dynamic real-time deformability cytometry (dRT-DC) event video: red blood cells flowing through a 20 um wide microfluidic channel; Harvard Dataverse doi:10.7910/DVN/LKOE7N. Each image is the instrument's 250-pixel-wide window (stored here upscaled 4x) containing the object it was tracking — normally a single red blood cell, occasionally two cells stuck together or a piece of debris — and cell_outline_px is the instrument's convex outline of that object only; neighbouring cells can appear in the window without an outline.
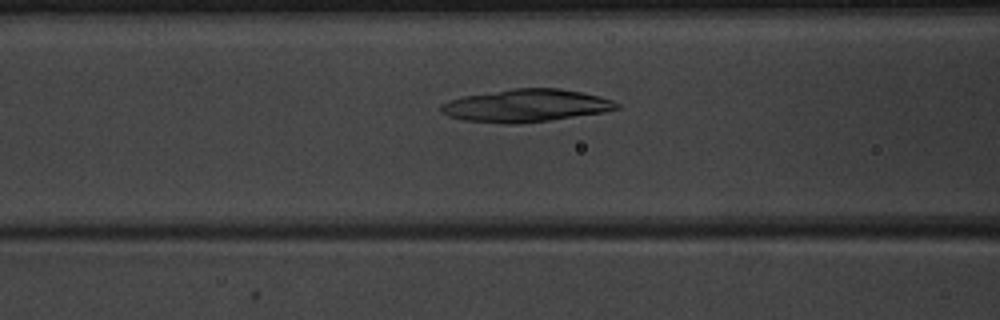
{"species": "common noctule bat (a hibernating species)", "species_latin": "Nyctalus noctula", "temperature_condition": "warm", "stored_images_in_passage": 51, "camera_frame_rate_fps": 3000, "um_per_image_px": 0.085, "animal": {"sex": "male", "body_mass_g": 20.1, "forearm_length_mm": 53.5}, "frame": {"image": 1, "passage_image": 22, "time_ms": 7.0, "image_size_px": [1000, 320], "cell_outline_px": [[620, 108], [604, 112], [548, 120], [516, 124], [504, 124], [464, 120], [448, 116], [440, 112], [440, 104], [448, 100], [460, 96], [512, 88], [560, 88], [584, 92], [600, 96], [612, 100], [620, 104]], "centroid_in_image_um": [44.68, 8.97], "position_along_channel_um": 121.9, "area_um2": 33.76}}
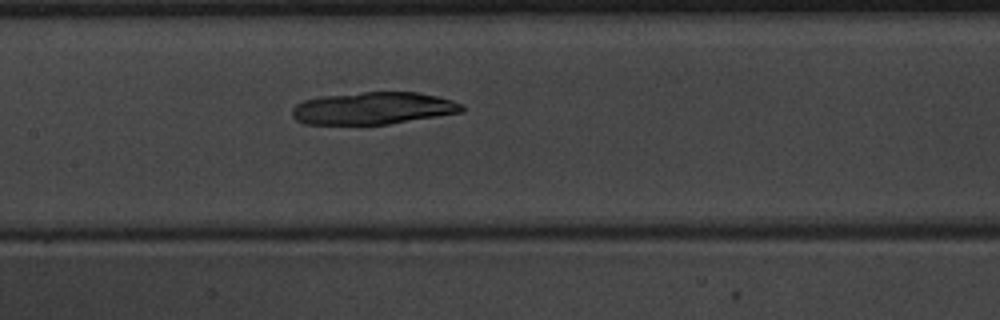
{"frame": {"image": 2, "passage_image": 26, "time_ms": 8.333, "image_size_px": [1000, 320], "cell_outline_px": [[464, 112], [388, 124], [304, 124], [296, 120], [292, 116], [292, 108], [296, 104], [304, 100], [320, 96], [364, 92], [416, 92], [436, 96], [452, 100], [464, 104]], "centroid_in_image_um": [31.72, 9.2], "position_along_channel_um": 175.7, "area_um2": 32.02}}
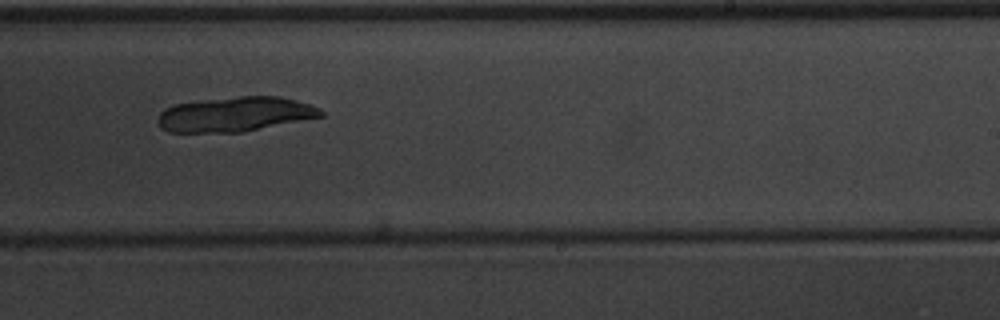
{"frame": {"image": 3, "passage_image": 33, "time_ms": 10.667, "image_size_px": [1000, 320], "cell_outline_px": [[324, 116], [244, 132], [168, 132], [160, 128], [156, 120], [160, 112], [164, 108], [172, 104], [204, 100], [240, 96], [280, 96], [296, 100], [320, 108], [324, 112]], "centroid_in_image_um": [19.96, 9.71], "position_along_channel_um": 269.0, "area_um2": 33.23}}